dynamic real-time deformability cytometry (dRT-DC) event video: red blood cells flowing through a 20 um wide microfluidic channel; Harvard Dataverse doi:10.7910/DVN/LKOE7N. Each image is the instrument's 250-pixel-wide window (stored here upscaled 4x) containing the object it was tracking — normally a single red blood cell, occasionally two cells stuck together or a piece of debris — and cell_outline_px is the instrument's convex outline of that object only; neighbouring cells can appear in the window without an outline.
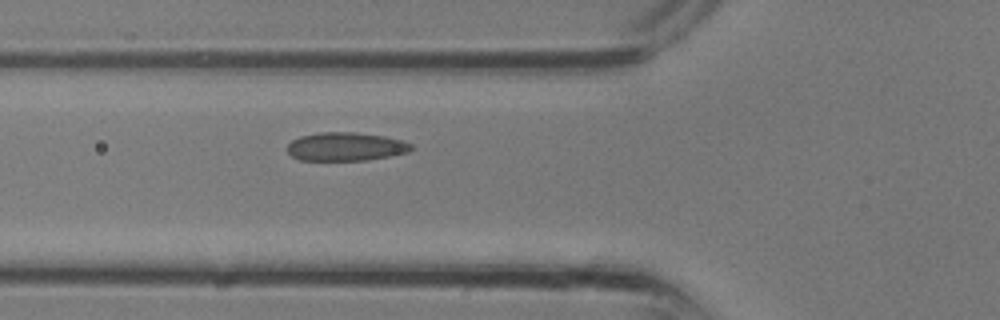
{"species": "common noctule bat (a hibernating species)", "species_latin": "Nyctalus noctula", "temperature_condition": "room temperature", "stored_images_in_passage": 31, "camera_frame_rate_fps": 3000, "um_per_image_px": 0.085, "animal": {"sex": "male", "body_mass_g": 13.3}, "frame": {"image": 1, "passage_image": 12, "time_ms": 3.667, "image_size_px": [1000, 320], "cell_outline_px": [[412, 148], [408, 152], [368, 160], [300, 160], [292, 156], [288, 152], [288, 144], [292, 140], [300, 136], [320, 132], [356, 132], [384, 136], [404, 140], [412, 144]], "centroid_in_image_um": [29.39, 12.45], "position_along_channel_um": 96.4, "area_um2": 20.58}}
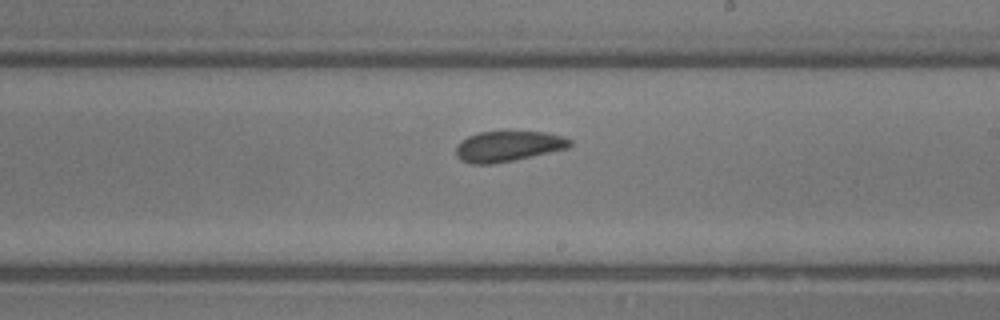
{"frame": {"image": 2, "passage_image": 19, "time_ms": 6.0, "image_size_px": [1000, 320], "cell_outline_px": [[572, 144], [568, 148], [512, 160], [492, 164], [472, 164], [460, 160], [456, 156], [456, 144], [460, 140], [468, 136], [480, 132], [544, 132], [564, 136], [572, 140]], "centroid_in_image_um": [43.16, 12.43], "position_along_channel_um": 245.8, "area_um2": 20.17}}
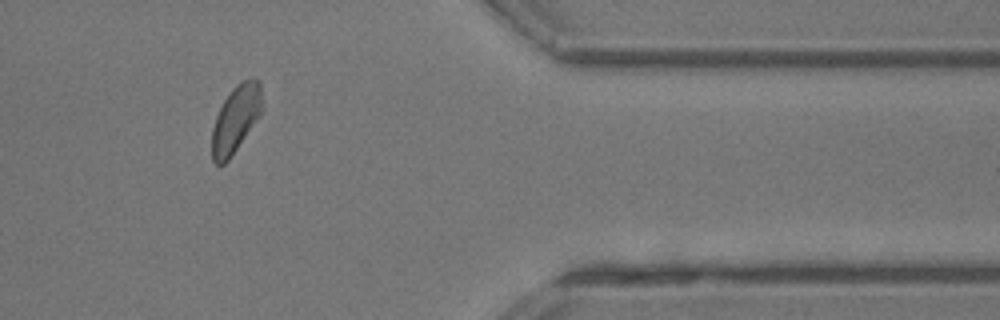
{"frame": {"image": 3, "passage_image": 27, "time_ms": 8.667, "image_size_px": [1000, 320], "cell_outline_px": [[260, 112], [228, 160], [224, 164], [216, 164], [212, 160], [212, 128], [216, 116], [228, 92], [240, 80], [256, 80], [260, 84]], "centroid_in_image_um": [19.97, 10.12], "position_along_channel_um": 391.4, "area_um2": 18.67}}